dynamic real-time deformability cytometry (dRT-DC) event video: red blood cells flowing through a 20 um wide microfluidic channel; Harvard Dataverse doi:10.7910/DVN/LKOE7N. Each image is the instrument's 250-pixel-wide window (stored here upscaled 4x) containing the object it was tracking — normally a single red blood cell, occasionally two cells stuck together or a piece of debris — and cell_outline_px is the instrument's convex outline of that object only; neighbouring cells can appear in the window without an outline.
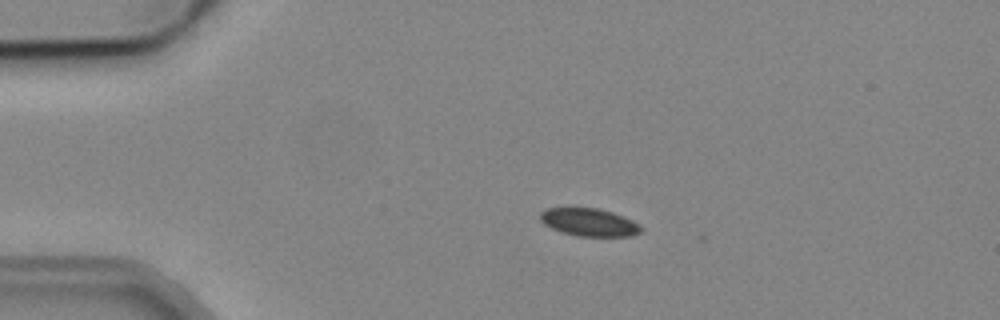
{"species": "common noctule bat (a hibernating species)", "species_latin": "Nyctalus noctula", "temperature_condition": "cold", "stored_images_in_passage": 8, "camera_frame_rate_fps": 3000, "um_per_image_px": 0.085, "animal": {"sex": "male", "body_mass_g": 19.2, "forearm_length_mm": 51.8}, "frame": {"image": 1, "passage_image": 4, "time_ms": 3.667, "image_size_px": [1000, 320], "cell_outline_px": [[644, 228], [640, 232], [632, 236], [576, 236], [552, 228], [544, 224], [540, 220], [540, 212], [548, 208], [596, 208], [612, 212], [624, 216], [640, 224]], "centroid_in_image_um": [50.11, 18.89], "position_along_channel_um": 34.9, "area_um2": 16.3}}
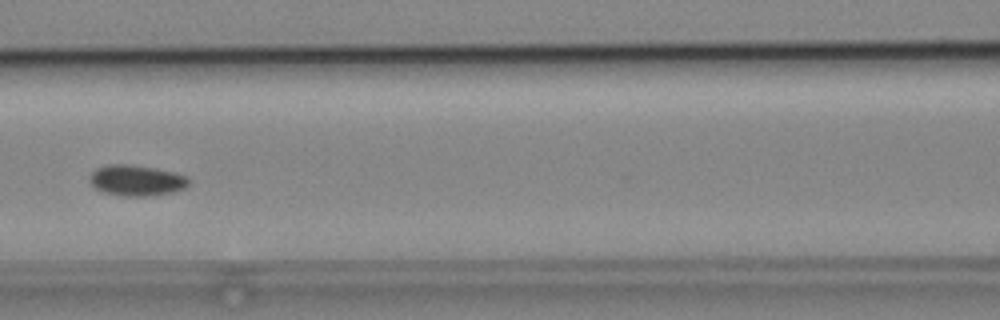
{"frame": {"image": 2, "passage_image": 8, "time_ms": 8.0, "image_size_px": [1000, 320], "cell_outline_px": [[188, 184], [184, 188], [172, 192], [144, 196], [124, 196], [104, 192], [96, 188], [88, 180], [88, 176], [96, 168], [108, 164], [128, 164], [156, 168], [188, 176]], "centroid_in_image_um": [11.56, 15.32], "position_along_channel_um": 155.0, "area_um2": 17.69}}